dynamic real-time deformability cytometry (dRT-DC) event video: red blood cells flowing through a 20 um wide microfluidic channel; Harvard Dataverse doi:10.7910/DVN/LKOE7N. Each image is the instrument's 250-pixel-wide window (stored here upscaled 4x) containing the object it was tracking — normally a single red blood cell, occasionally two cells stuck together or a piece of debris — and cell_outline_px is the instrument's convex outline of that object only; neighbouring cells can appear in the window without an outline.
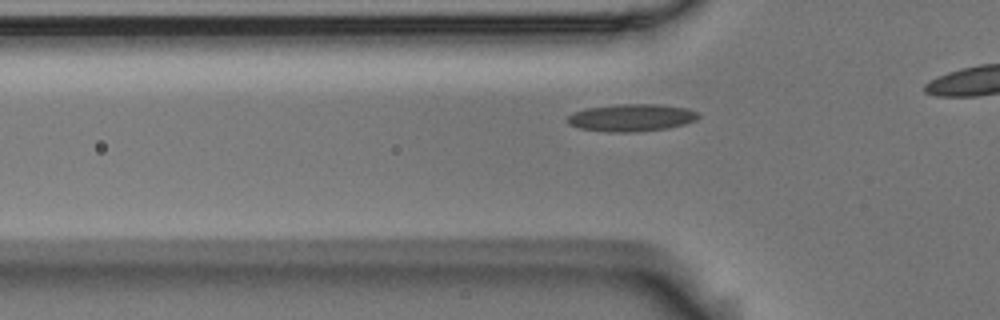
{"species": "Egyptian fruit bat (a non-hibernating species)", "species_latin": "Rousettus aegyptiacus", "temperature_condition": "room temperature", "stored_images_in_passage": 36, "camera_frame_rate_fps": 3000, "um_per_image_px": 0.085, "animal": {"sex": "male"}, "frame": {"image": 1, "passage_image": 10, "time_ms": 3.0, "image_size_px": [1000, 320], "cell_outline_px": [[700, 116], [696, 120], [684, 124], [668, 128], [632, 132], [612, 132], [580, 128], [568, 124], [568, 116], [572, 112], [588, 108], [620, 104], [660, 104], [688, 108], [700, 112]], "centroid_in_image_um": [53.72, 9.99], "position_along_channel_um": 72.1, "area_um2": 20.87}}
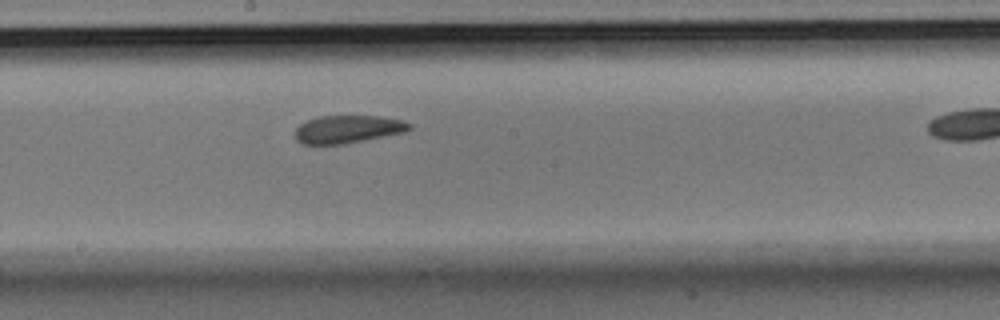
{"frame": {"image": 2, "passage_image": 22, "time_ms": 7.0, "image_size_px": [1000, 320], "cell_outline_px": [[412, 128], [404, 132], [348, 144], [304, 144], [296, 140], [296, 128], [300, 124], [316, 116], [380, 116], [404, 120], [412, 124]], "centroid_in_image_um": [29.6, 10.98], "position_along_channel_um": 218.6, "area_um2": 18.67}}
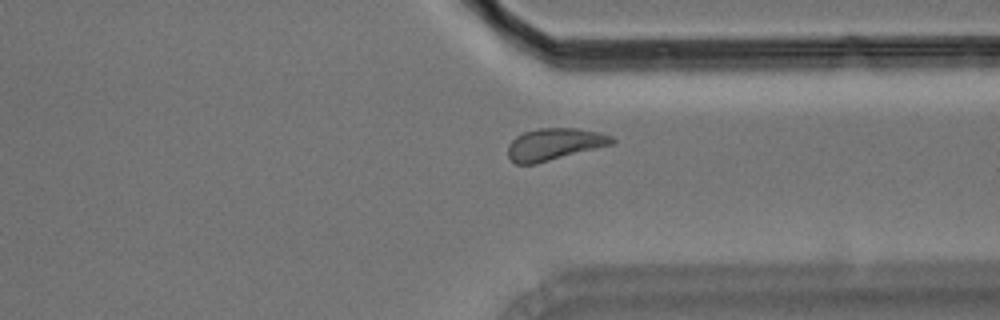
{"frame": {"image": 3, "passage_image": 34, "time_ms": 11.0, "image_size_px": [1000, 320], "cell_outline_px": [[616, 140], [612, 144], [536, 164], [516, 164], [508, 156], [508, 144], [516, 136], [524, 132], [540, 128], [576, 128], [600, 132], [612, 136]], "centroid_in_image_um": [47.12, 12.25], "position_along_channel_um": 364.3, "area_um2": 19.31}}